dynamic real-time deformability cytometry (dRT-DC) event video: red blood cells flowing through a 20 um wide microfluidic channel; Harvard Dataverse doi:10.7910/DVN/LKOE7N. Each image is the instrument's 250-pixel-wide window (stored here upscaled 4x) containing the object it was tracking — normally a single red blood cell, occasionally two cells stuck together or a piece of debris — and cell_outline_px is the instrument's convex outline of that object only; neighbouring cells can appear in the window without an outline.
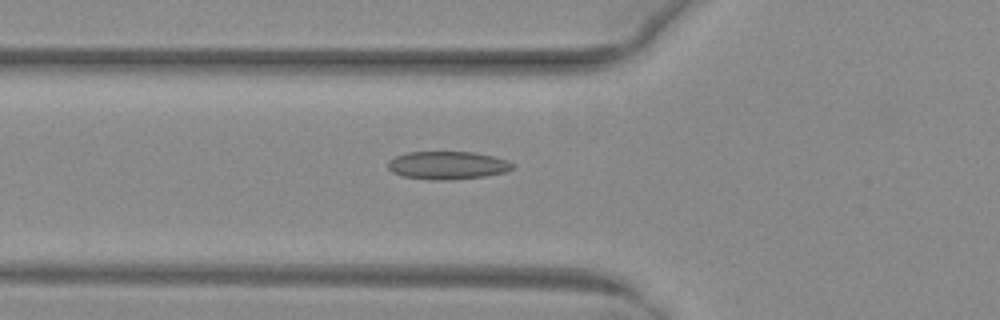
{"species": "common noctule bat (a hibernating species)", "species_latin": "Nyctalus noctula", "temperature_condition": "warm", "stored_images_in_passage": 44, "camera_frame_rate_fps": 3000, "um_per_image_px": 0.085, "animal": {"sex": "female", "body_mass_g": 29.2, "forearm_length_mm": 56.3}, "frame": {"image": 1, "passage_image": 15, "time_ms": 4.667, "image_size_px": [1000, 320], "cell_outline_px": [[516, 168], [504, 172], [484, 176], [448, 180], [436, 180], [404, 176], [392, 172], [388, 168], [388, 160], [396, 156], [408, 152], [472, 152], [492, 156], [508, 160], [516, 164]], "centroid_in_image_um": [38.07, 14.04], "position_along_channel_um": 87.7, "area_um2": 20.29}}
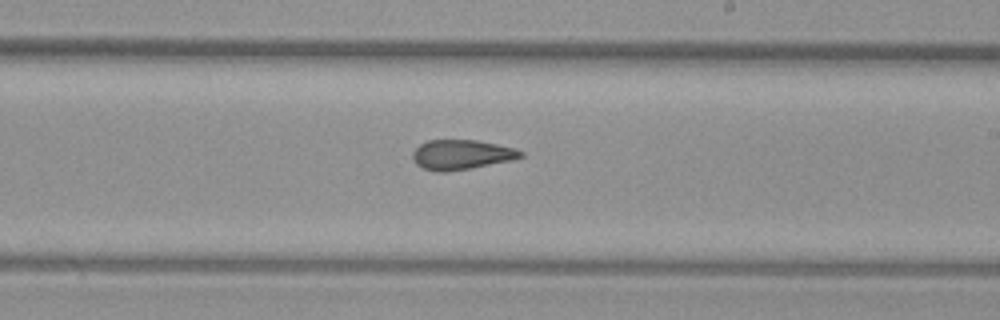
{"frame": {"image": 2, "passage_image": 27, "time_ms": 8.667, "image_size_px": [1000, 320], "cell_outline_px": [[524, 156], [512, 160], [448, 172], [436, 172], [424, 168], [416, 164], [412, 160], [412, 152], [420, 144], [428, 140], [476, 140], [516, 148], [524, 152]], "centroid_in_image_um": [39.21, 13.14], "position_along_channel_um": 249.8, "area_um2": 18.79}}
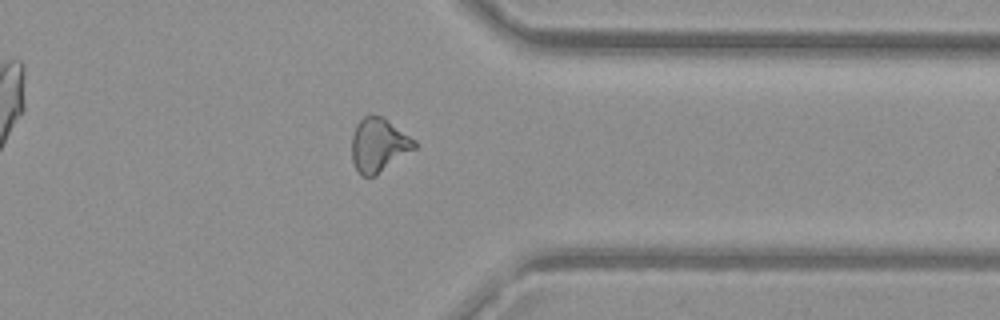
{"frame": {"image": 3, "passage_image": 37, "time_ms": 12.0, "image_size_px": [1000, 320], "cell_outline_px": [[416, 148], [376, 176], [360, 176], [352, 160], [352, 132], [356, 124], [364, 116], [372, 112], [384, 116], [416, 140]], "centroid_in_image_um": [32.19, 12.29], "position_along_channel_um": 379.2, "area_um2": 20.17}, "authors_computed_cell_mechanics": {"area_um2": 19.7098, "velocity_mm_per_s": 4.0343, "shape_relaxation_time_tau1_ms": null, "shape_relaxation_time_tau2_ms": 2.3373, "deformation_change_tau1": null, "deformation_change_tau2": 0.0965}}